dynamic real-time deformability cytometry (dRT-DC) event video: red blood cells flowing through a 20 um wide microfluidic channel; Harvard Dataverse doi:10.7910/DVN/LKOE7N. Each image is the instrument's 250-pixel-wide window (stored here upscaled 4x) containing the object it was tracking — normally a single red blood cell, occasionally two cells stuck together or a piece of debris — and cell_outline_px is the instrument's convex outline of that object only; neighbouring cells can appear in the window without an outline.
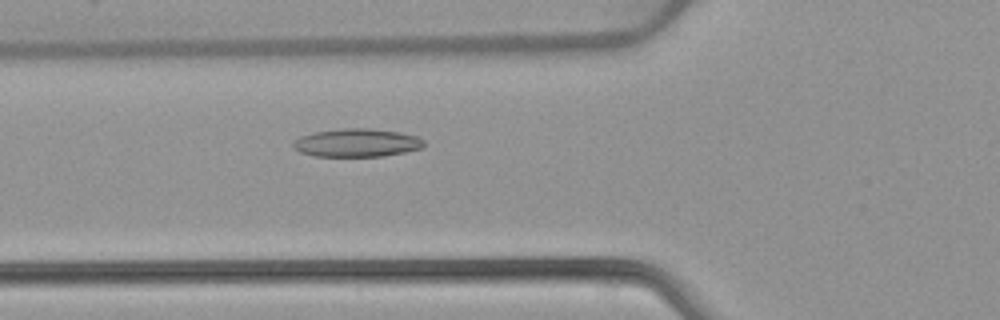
{"species": "common noctule bat (a hibernating species)", "species_latin": "Nyctalus noctula", "temperature_condition": "warm", "stored_images_in_passage": 53, "camera_frame_rate_fps": 3000, "um_per_image_px": 0.085, "animal": {"sex": "female", "body_mass_g": 22.7, "forearm_length_mm": 54.2}, "frame": {"image": 1, "passage_image": 20, "time_ms": 6.333, "image_size_px": [1000, 320], "cell_outline_px": [[424, 144], [420, 148], [404, 152], [384, 156], [312, 156], [300, 152], [292, 148], [292, 144], [300, 136], [316, 132], [340, 128], [372, 128], [400, 132], [416, 136], [424, 140]], "centroid_in_image_um": [30.31, 12.13], "position_along_channel_um": 95.5, "area_um2": 21.5}}
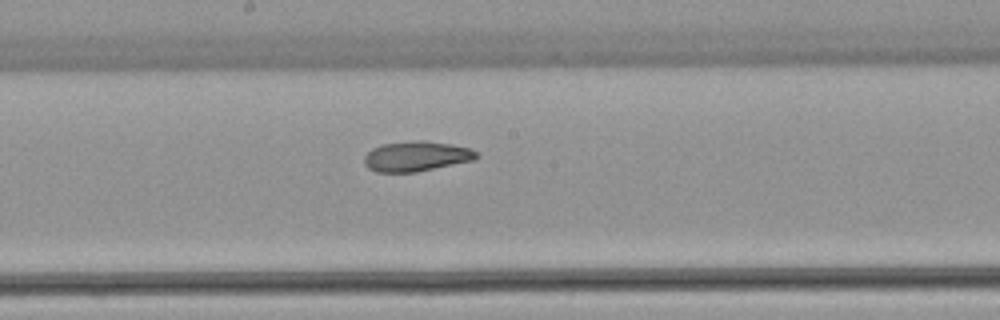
{"frame": {"image": 2, "passage_image": 29, "time_ms": 9.333, "image_size_px": [1000, 320], "cell_outline_px": [[480, 156], [472, 160], [416, 172], [376, 172], [368, 168], [364, 164], [364, 156], [372, 148], [384, 144], [420, 140], [424, 140], [452, 144], [468, 148], [476, 152]], "centroid_in_image_um": [35.36, 13.28], "position_along_channel_um": 212.8, "area_um2": 19.48}}
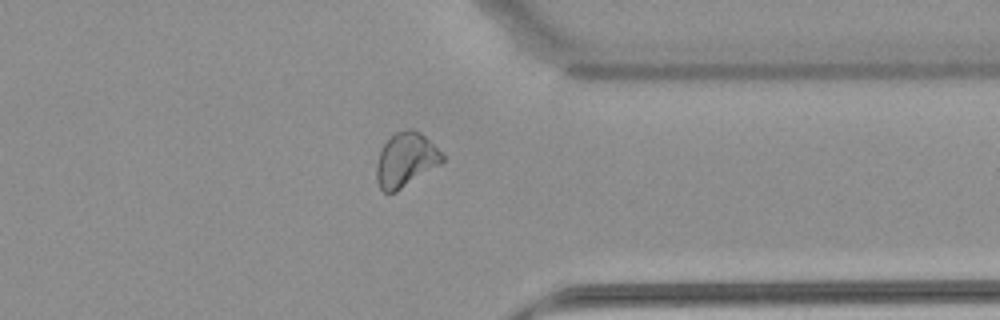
{"frame": {"image": 3, "passage_image": 42, "time_ms": 13.667, "image_size_px": [1000, 320], "cell_outline_px": [[444, 160], [440, 164], [396, 192], [384, 192], [380, 188], [376, 180], [376, 164], [380, 152], [384, 144], [396, 132], [404, 128], [412, 128], [420, 132], [444, 156]], "centroid_in_image_um": [34.46, 13.58], "position_along_channel_um": 376.9, "area_um2": 20.52}, "authors_computed_cell_mechanics": {"area_um2": 22.4842, "velocity_mm_per_s": 3.8975, "shape_relaxation_time_tau1_ms": null, "shape_relaxation_time_tau2_ms": 2.7738, "deformation_change_tau1": null, "deformation_change_tau2": 0.0823}}